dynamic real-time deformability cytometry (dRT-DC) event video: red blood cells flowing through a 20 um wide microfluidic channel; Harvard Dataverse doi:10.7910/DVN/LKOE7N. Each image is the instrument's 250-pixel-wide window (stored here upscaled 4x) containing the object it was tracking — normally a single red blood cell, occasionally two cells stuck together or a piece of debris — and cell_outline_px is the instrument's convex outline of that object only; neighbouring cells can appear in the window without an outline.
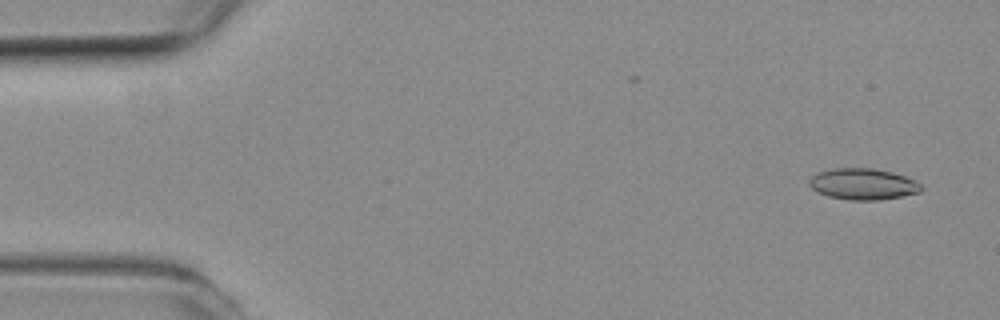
{"species": "common noctule bat (a hibernating species)", "species_latin": "Nyctalus noctula", "temperature_condition": "room temperature", "stored_images_in_passage": 53, "camera_frame_rate_fps": 3000, "um_per_image_px": 0.085, "animal": {"sex": "female", "body_mass_g": 19.3, "forearm_length_mm": 54.1}, "frame": {"image": 1, "passage_image": 2, "time_ms": 0.333, "image_size_px": [1000, 320], "cell_outline_px": [[924, 188], [920, 192], [880, 200], [848, 200], [828, 196], [812, 188], [808, 184], [808, 180], [816, 172], [832, 168], [872, 168], [892, 172], [916, 180]], "centroid_in_image_um": [73.35, 15.64], "position_along_channel_um": 11.7, "area_um2": 20.46}}
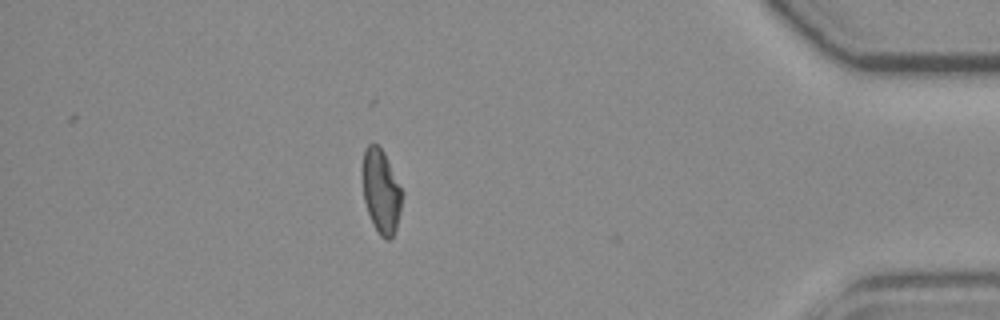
{"frame": {"image": 2, "passage_image": 46, "time_ms": 15.0, "image_size_px": [1000, 320], "cell_outline_px": [[404, 196], [396, 228], [392, 236], [388, 240], [384, 240], [380, 236], [368, 212], [364, 200], [364, 148], [368, 144], [376, 144], [384, 152], [404, 192]], "centroid_in_image_um": [32.44, 16.27], "position_along_channel_um": 402.8, "area_um2": 19.07}}